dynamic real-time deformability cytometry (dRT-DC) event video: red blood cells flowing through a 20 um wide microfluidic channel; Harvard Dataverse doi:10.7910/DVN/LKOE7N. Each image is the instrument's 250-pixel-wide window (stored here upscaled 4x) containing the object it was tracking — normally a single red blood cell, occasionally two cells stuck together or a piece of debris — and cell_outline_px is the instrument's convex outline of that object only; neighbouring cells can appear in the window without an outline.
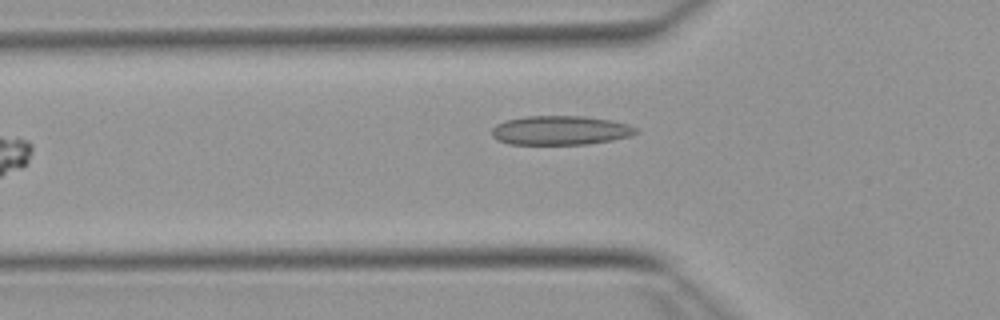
{"species": "Egyptian fruit bat (a non-hibernating species)", "species_latin": "Rousettus aegyptiacus", "temperature_condition": "warm", "stored_images_in_passage": 35, "segment_of_instrument_passage": [1, 2], "camera_frame_rate_fps": 3000, "um_per_image_px": 0.085, "animal": {"sex": "female"}, "frame": {"image": 1, "passage_image": 2, "time_ms": 0.333, "image_size_px": [1000, 320], "cell_outline_px": [[640, 132], [632, 136], [612, 140], [588, 144], [508, 144], [496, 140], [492, 136], [492, 128], [496, 124], [504, 120], [524, 116], [584, 116], [612, 120], [628, 124], [636, 128]], "centroid_in_image_um": [47.63, 11.08], "position_along_channel_um": 78.2, "area_um2": 24.8}}
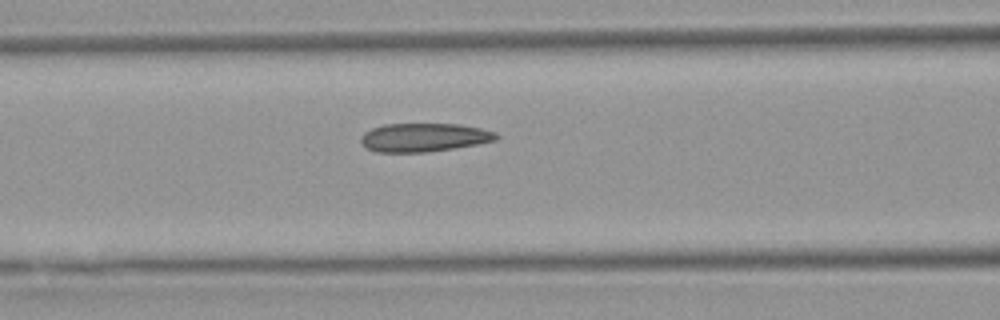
{"frame": {"image": 2, "passage_image": 6, "time_ms": 1.667, "image_size_px": [1000, 320], "cell_outline_px": [[500, 136], [496, 140], [476, 144], [452, 148], [424, 152], [376, 152], [368, 148], [360, 140], [360, 136], [364, 132], [372, 128], [384, 124], [460, 124], [480, 128], [496, 132]], "centroid_in_image_um": [36.03, 11.67], "position_along_channel_um": 130.6, "area_um2": 22.37}}